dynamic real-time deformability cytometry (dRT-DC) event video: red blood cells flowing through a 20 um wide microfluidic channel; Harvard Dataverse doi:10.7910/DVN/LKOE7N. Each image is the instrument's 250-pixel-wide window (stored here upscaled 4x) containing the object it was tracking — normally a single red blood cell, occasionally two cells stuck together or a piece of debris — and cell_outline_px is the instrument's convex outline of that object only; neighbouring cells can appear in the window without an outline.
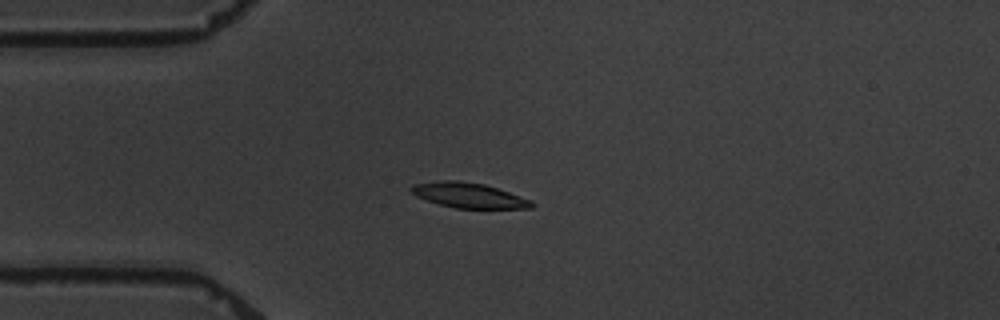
{"species": "common noctule bat (a hibernating species)", "species_latin": "Nyctalus noctula", "temperature_condition": "warm", "stored_images_in_passage": 8, "camera_frame_rate_fps": 3000, "um_per_image_px": 0.085, "animal": {"sex": "male", "body_mass_g": 19.5, "forearm_length_mm": 54.6}, "frame": {"image": 1, "passage_image": 3, "time_ms": 2.333, "image_size_px": [1000, 320], "cell_outline_px": [[536, 204], [532, 208], [456, 208], [440, 204], [416, 196], [408, 188], [412, 184], [440, 180], [460, 180], [484, 184], [532, 200]], "centroid_in_image_um": [39.83, 16.59], "position_along_channel_um": 45.2, "area_um2": 17.57}}
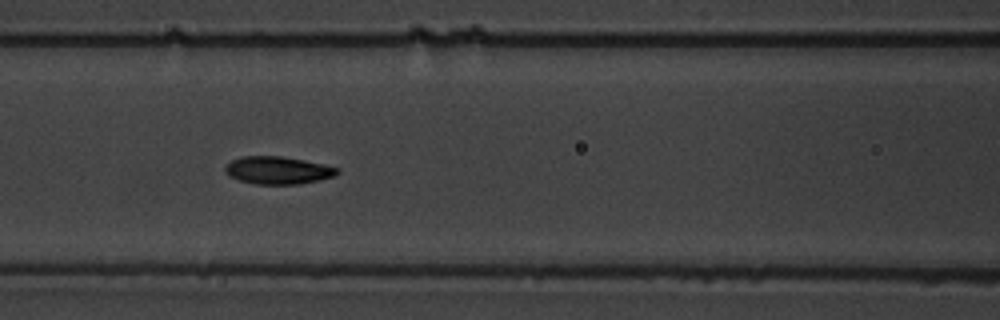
{"frame": {"image": 2, "passage_image": 6, "time_ms": 5.667, "image_size_px": [1000, 320], "cell_outline_px": [[340, 172], [336, 176], [300, 184], [256, 184], [240, 180], [232, 176], [224, 168], [232, 160], [240, 156], [280, 156], [304, 160], [324, 164], [340, 168]], "centroid_in_image_um": [23.69, 14.47], "position_along_channel_um": 142.9, "area_um2": 17.92}}
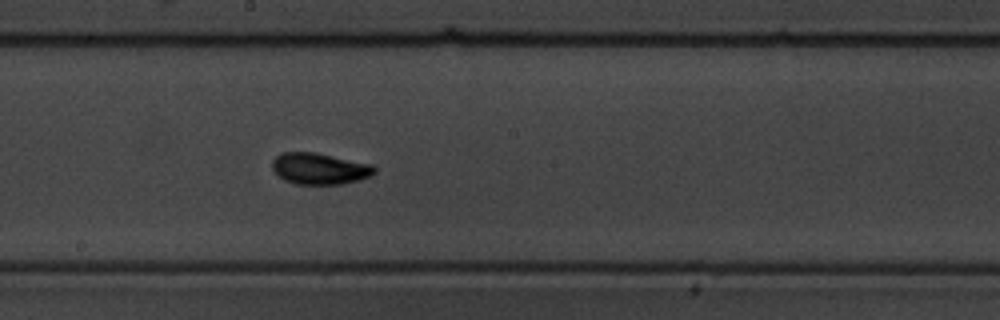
{"frame": {"image": 3, "passage_image": 8, "time_ms": 8.0, "image_size_px": [1000, 320], "cell_outline_px": [[376, 172], [360, 180], [344, 184], [296, 184], [284, 180], [272, 168], [272, 160], [276, 156], [284, 152], [316, 152], [372, 164], [376, 168]], "centroid_in_image_um": [27.18, 14.33], "position_along_channel_um": 221.0, "area_um2": 18.73}}